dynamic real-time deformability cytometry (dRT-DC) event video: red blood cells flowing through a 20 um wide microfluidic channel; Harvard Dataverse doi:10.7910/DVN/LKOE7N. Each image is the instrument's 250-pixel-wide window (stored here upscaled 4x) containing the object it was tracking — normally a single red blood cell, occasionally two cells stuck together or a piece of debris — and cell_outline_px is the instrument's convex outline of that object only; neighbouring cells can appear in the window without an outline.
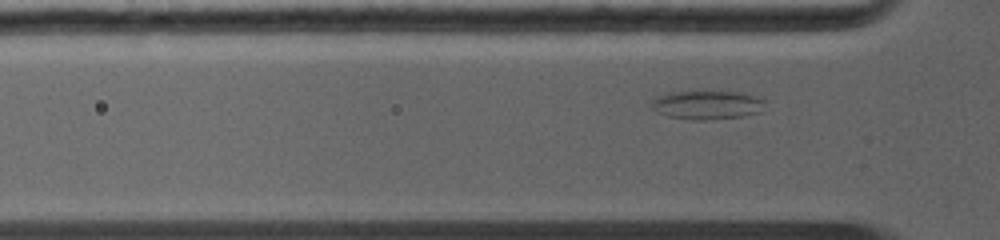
{"species": "common noctule bat (a hibernating species)", "species_latin": "Nyctalus noctula", "temperature_condition": "warm", "stored_images_in_passage": 29, "camera_frame_rate_fps": 5000, "um_per_image_px": 0.085, "animal": {"sex": "female", "body_mass_g": 19.0, "forearm_length_mm": 56.7}, "frame": {"image": 1, "passage_image": 11, "time_ms": 2.0, "image_size_px": [1000, 240], "cell_outline_px": [[768, 100], [760, 112], [740, 116], [668, 116], [656, 112], [652, 108], [652, 96], [668, 92], [736, 92], [756, 96]], "centroid_in_image_um": [60.1, 8.84], "position_along_channel_um": 65.7, "area_um2": 17.86}}
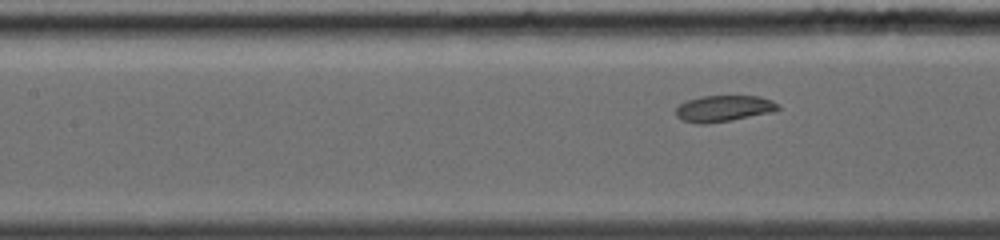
{"frame": {"image": 2, "passage_image": 20, "time_ms": 3.8, "image_size_px": [1000, 240], "cell_outline_px": [[780, 108], [776, 112], [728, 120], [700, 124], [684, 120], [676, 116], [676, 108], [680, 104], [688, 100], [700, 96], [760, 96], [772, 100], [780, 104]], "centroid_in_image_um": [61.57, 9.2], "position_along_channel_um": 145.8, "area_um2": 15.55}}
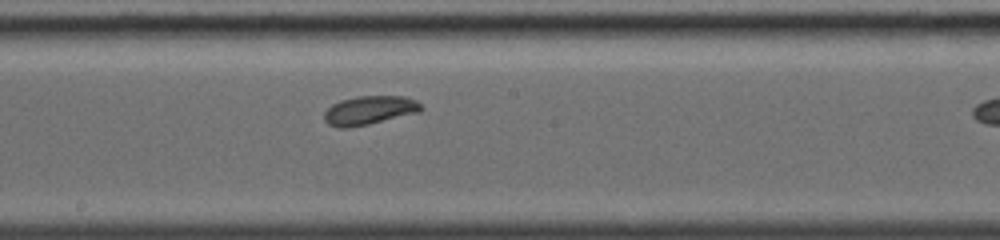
{"frame": {"image": 3, "passage_image": 28, "time_ms": 5.4, "image_size_px": [1000, 240], "cell_outline_px": [[424, 108], [420, 112], [368, 124], [348, 128], [340, 128], [328, 124], [324, 120], [324, 112], [332, 104], [340, 100], [356, 96], [408, 96], [416, 100]], "centroid_in_image_um": [31.4, 9.36], "position_along_channel_um": 216.8, "area_um2": 16.36}}